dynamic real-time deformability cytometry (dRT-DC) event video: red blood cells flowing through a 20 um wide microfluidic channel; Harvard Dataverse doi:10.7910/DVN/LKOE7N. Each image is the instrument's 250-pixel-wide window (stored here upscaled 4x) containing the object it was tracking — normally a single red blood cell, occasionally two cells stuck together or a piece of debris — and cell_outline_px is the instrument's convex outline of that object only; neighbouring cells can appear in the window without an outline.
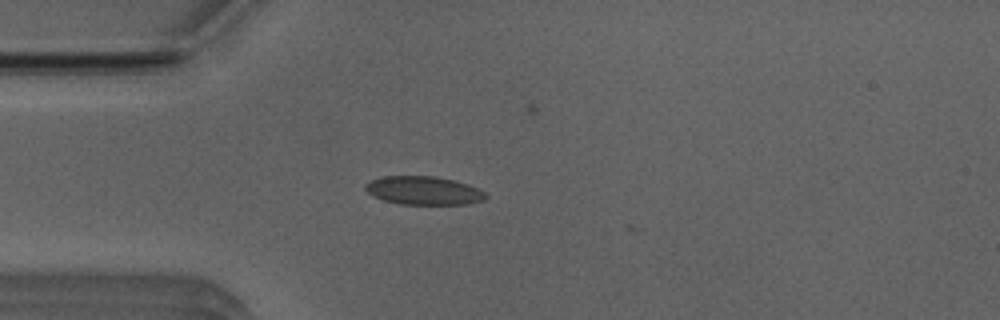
{"species": "Egyptian fruit bat (a non-hibernating species)", "species_latin": "Rousettus aegyptiacus", "temperature_condition": "room temperature", "stored_images_in_passage": 4, "camera_frame_rate_fps": 3000, "um_per_image_px": 0.085, "animal": {"sex": "male"}, "frame": {"image": 1, "passage_image": 1, "time_ms": 0.0, "image_size_px": [1000, 320], "cell_outline_px": [[488, 196], [484, 200], [468, 204], [400, 204], [384, 200], [372, 196], [364, 188], [364, 184], [372, 180], [384, 176], [436, 176], [468, 184], [484, 192]], "centroid_in_image_um": [36.0, 16.2], "position_along_channel_um": 49.0, "area_um2": 19.88}}